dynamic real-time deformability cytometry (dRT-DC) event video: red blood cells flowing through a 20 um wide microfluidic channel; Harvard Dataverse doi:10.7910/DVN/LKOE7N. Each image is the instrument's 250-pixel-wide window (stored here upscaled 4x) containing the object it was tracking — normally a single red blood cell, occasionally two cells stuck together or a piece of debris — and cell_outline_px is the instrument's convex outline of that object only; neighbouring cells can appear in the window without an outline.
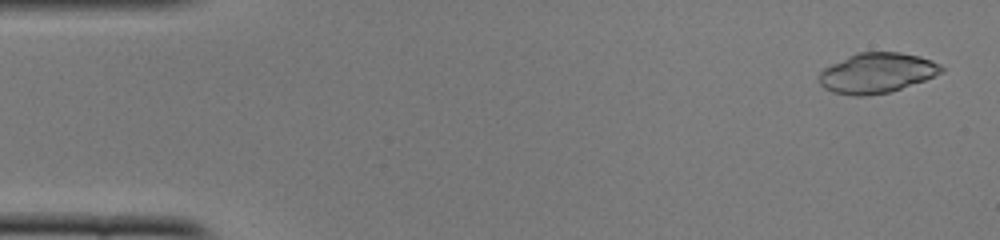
{"species": "common noctule bat (a hibernating species)", "species_latin": "Nyctalus noctula", "temperature_condition": "cold", "stored_images_in_passage": 50, "camera_frame_rate_fps": 3000, "um_per_image_px": 0.085, "animal": {"sex": "female", "body_mass_g": 22.0, "forearm_length_mm": 56.7}, "frame": {"image": 1, "passage_image": 2, "time_ms": 0.333, "image_size_px": [1000, 240], "cell_outline_px": [[944, 72], [924, 80], [888, 92], [864, 96], [856, 96], [832, 92], [824, 88], [820, 84], [820, 72], [824, 68], [856, 52], [900, 52], [920, 56], [932, 60], [940, 64], [944, 68]], "centroid_in_image_um": [74.55, 6.19], "position_along_channel_um": 10.5, "area_um2": 28.44}}